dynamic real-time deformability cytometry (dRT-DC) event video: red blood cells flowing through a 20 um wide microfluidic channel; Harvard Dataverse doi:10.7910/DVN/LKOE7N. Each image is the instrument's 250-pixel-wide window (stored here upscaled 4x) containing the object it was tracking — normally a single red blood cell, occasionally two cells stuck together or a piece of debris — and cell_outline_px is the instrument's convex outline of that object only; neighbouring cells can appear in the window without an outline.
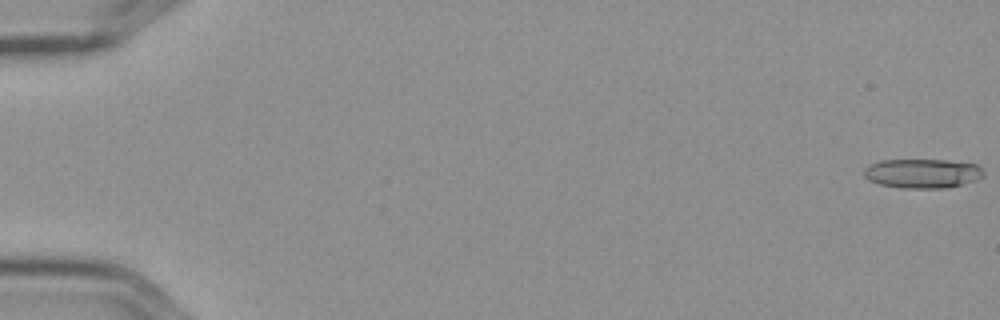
{"species": "Egyptian fruit bat (a non-hibernating species)", "species_latin": "Rousettus aegyptiacus", "temperature_condition": "cold", "stored_images_in_passage": 5, "camera_frame_rate_fps": 3000, "um_per_image_px": 0.085, "frame": {"image": 1, "passage_image": 1, "time_ms": 0.0, "image_size_px": [1000, 320], "cell_outline_px": [[984, 176], [976, 180], [944, 188], [900, 188], [880, 184], [868, 180], [864, 176], [864, 168], [868, 164], [880, 160], [948, 160], [976, 164], [984, 172]], "centroid_in_image_um": [78.37, 14.73], "position_along_channel_um": 6.6, "area_um2": 20.46}}
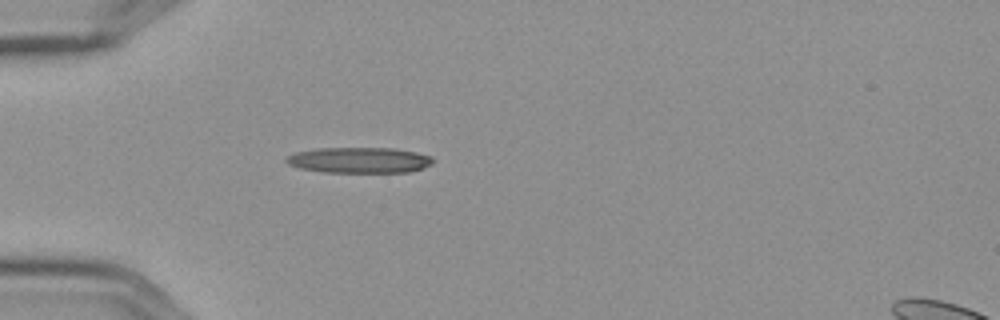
{"frame": {"image": 2, "passage_image": 5, "time_ms": 1.333, "image_size_px": [1000, 320], "cell_outline_px": [[432, 164], [424, 168], [408, 172], [320, 172], [300, 168], [288, 164], [284, 160], [288, 156], [296, 152], [320, 148], [392, 148], [416, 152], [432, 156]], "centroid_in_image_um": [30.55, 13.61], "position_along_channel_um": 54.5, "area_um2": 21.96}}